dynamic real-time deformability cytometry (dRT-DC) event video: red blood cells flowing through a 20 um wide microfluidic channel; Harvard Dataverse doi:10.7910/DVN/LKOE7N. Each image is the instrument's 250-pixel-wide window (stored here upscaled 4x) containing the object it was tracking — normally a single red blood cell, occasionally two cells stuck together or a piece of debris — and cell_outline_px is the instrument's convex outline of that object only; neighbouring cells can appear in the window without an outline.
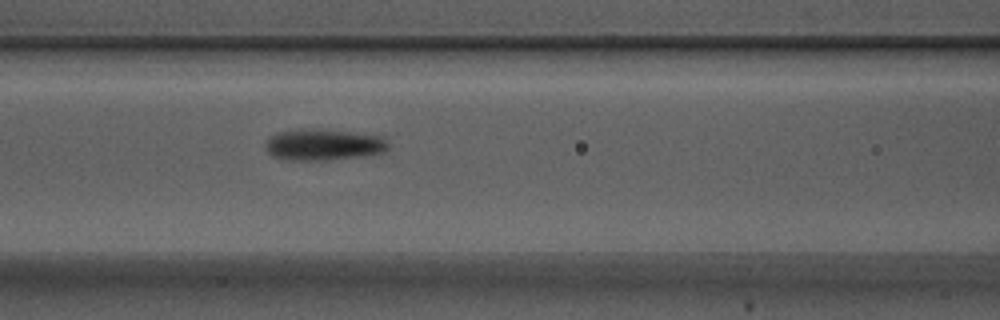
{"species": "Egyptian fruit bat (a non-hibernating species)", "species_latin": "Rousettus aegyptiacus", "temperature_condition": "warm", "stored_images_in_passage": 6, "camera_frame_rate_fps": 3000, "um_per_image_px": 0.085, "animal": {"sex": "male"}, "frame": {"image": 1, "passage_image": 6, "time_ms": 1.667, "image_size_px": [1000, 320], "cell_outline_px": [[388, 148], [384, 152], [364, 156], [328, 160], [284, 160], [272, 156], [264, 148], [264, 144], [268, 136], [276, 132], [300, 128], [348, 132], [384, 136], [388, 144]], "centroid_in_image_um": [27.43, 12.3], "position_along_channel_um": 139.2, "area_um2": 22.72}}